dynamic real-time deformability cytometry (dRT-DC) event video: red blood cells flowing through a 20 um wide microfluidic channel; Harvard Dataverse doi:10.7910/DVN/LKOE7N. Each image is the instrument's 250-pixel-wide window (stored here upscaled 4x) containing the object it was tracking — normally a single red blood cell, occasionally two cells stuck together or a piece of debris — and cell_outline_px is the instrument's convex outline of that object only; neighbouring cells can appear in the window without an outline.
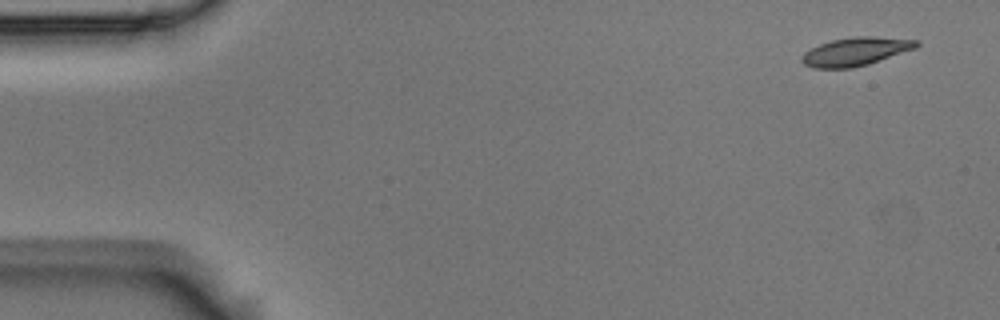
{"species": "Egyptian fruit bat (a non-hibernating species)", "species_latin": "Rousettus aegyptiacus", "temperature_condition": "room temperature", "stored_images_in_passage": 10, "camera_frame_rate_fps": 3000, "um_per_image_px": 0.085, "animal": {"sex": "male"}, "frame": {"image": 1, "passage_image": 1, "time_ms": 0.0, "image_size_px": [1000, 320], "cell_outline_px": [[920, 44], [916, 48], [868, 64], [852, 68], [812, 68], [804, 64], [800, 60], [800, 56], [804, 52], [820, 44], [832, 40], [856, 36], [872, 36], [920, 40]], "centroid_in_image_um": [72.72, 4.38], "position_along_channel_um": 12.3, "area_um2": 18.96}}
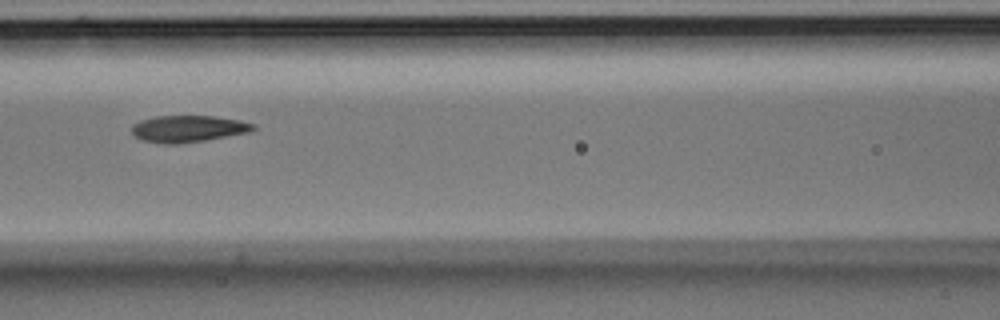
{"frame": {"image": 2, "passage_image": 6, "time_ms": 1.667, "image_size_px": [1000, 320], "cell_outline_px": [[256, 128], [248, 132], [204, 140], [176, 144], [164, 144], [144, 140], [136, 136], [132, 132], [132, 124], [140, 120], [156, 116], [212, 116], [240, 120], [256, 124]], "centroid_in_image_um": [15.99, 10.93], "position_along_channel_um": 150.6, "area_um2": 18.73}}
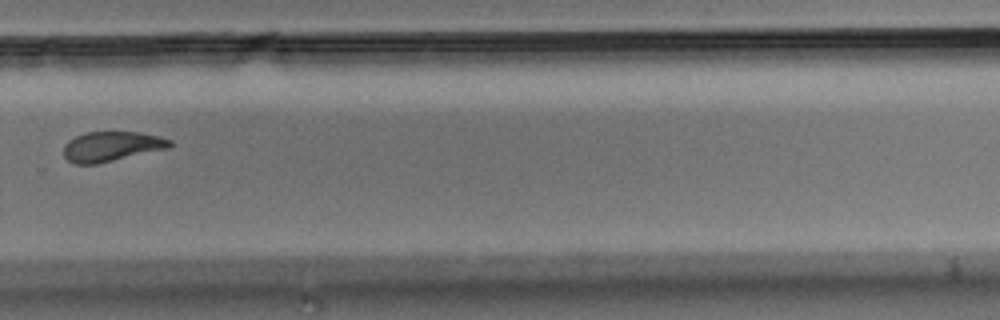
{"frame": {"image": 3, "passage_image": 10, "time_ms": 3.0, "image_size_px": [1000, 320], "cell_outline_px": [[172, 144], [168, 148], [96, 164], [76, 164], [68, 160], [64, 156], [64, 144], [68, 140], [76, 136], [88, 132], [136, 132], [160, 136], [172, 140]], "centroid_in_image_um": [9.47, 12.44], "position_along_channel_um": 320.3, "area_um2": 18.32}}